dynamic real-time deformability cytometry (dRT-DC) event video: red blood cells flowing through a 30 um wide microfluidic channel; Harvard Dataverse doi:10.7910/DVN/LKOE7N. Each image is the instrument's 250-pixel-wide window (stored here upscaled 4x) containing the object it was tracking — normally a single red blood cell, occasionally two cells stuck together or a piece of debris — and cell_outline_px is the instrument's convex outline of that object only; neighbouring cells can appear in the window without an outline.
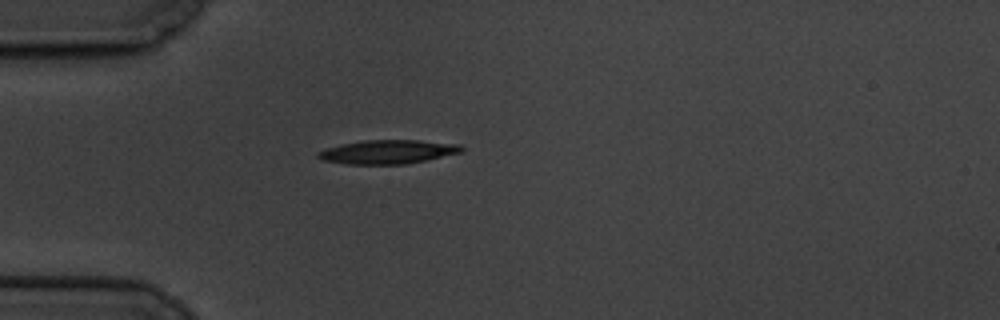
{"species": "common noctule bat (a hibernating species)", "species_latin": "Nyctalus noctula", "temperature_condition": "cold", "stored_images_in_passage": 2, "camera_frame_rate_fps": 3000, "um_per_image_px": 0.085, "animal": {"sex": "male", "body_mass_g": 19.5, "forearm_length_mm": 54.6}, "frame": {"image": 1, "passage_image": 1, "time_ms": 0.0, "image_size_px": [1000, 320], "cell_outline_px": [[464, 148], [460, 152], [424, 160], [404, 164], [344, 164], [320, 160], [316, 156], [316, 152], [340, 144], [364, 140], [420, 140], [460, 144]], "centroid_in_image_um": [32.9, 12.9], "position_along_channel_um": 52.1, "area_um2": 19.88}}